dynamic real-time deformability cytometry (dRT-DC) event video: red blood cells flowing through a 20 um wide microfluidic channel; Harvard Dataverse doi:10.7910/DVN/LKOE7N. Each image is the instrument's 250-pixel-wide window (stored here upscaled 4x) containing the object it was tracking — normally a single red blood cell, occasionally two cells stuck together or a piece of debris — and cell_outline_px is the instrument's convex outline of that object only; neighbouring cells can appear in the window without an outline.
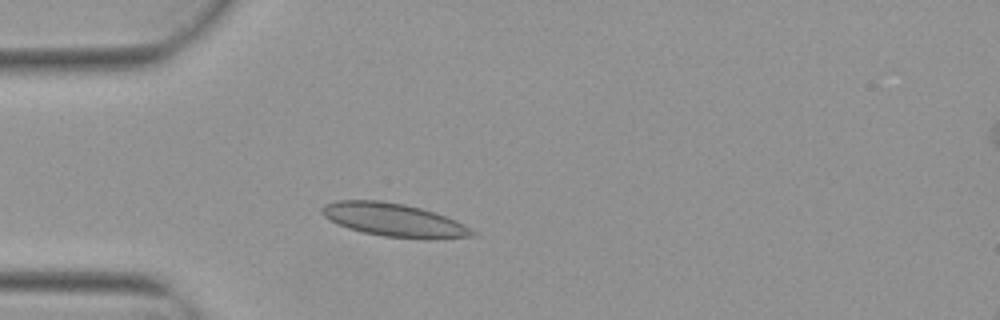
{"species": "Egyptian fruit bat (a non-hibernating species)", "species_latin": "Rousettus aegyptiacus", "temperature_condition": "warm", "stored_images_in_passage": 3, "camera_frame_rate_fps": 3000, "um_per_image_px": 0.085, "animal": {"sex": "female"}, "frame": {"image": 1, "passage_image": 2, "time_ms": 0.333, "image_size_px": [1000, 320], "cell_outline_px": [[476, 232], [472, 236], [432, 240], [424, 240], [384, 236], [364, 232], [348, 228], [336, 224], [328, 220], [320, 212], [320, 208], [324, 204], [336, 200], [380, 200], [404, 204], [420, 208], [456, 220], [464, 224]], "centroid_in_image_um": [33.45, 18.7], "position_along_channel_um": 51.5, "area_um2": 29.36}}